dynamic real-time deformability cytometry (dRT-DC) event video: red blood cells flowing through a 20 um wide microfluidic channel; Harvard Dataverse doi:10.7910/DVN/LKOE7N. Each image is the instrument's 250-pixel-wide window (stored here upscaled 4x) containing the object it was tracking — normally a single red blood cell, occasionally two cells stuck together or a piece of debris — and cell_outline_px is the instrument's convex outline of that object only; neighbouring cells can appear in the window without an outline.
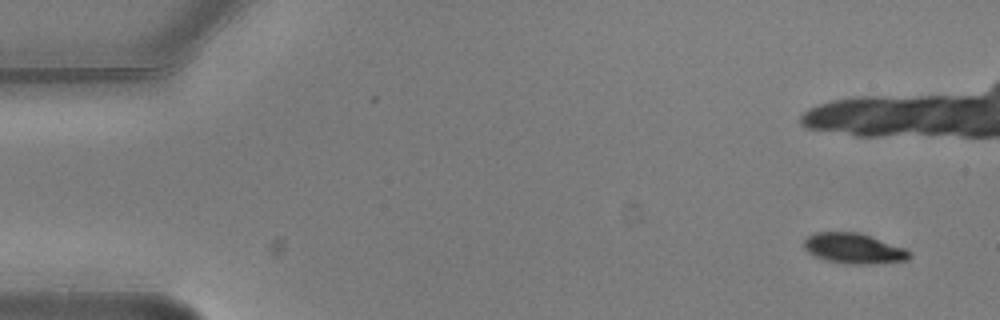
{"species": "common noctule bat (a hibernating species)", "species_latin": "Nyctalus noctula", "temperature_condition": "warm", "stored_images_in_passage": 7, "camera_frame_rate_fps": 3000, "um_per_image_px": 0.085, "animal": {"sex": "male", "body_mass_g": 20.5, "forearm_length_mm": 52.5}, "frame": {"image": 1, "passage_image": 1, "time_ms": 0.0, "image_size_px": [1000, 320], "cell_outline_px": [[912, 256], [908, 260], [868, 264], [844, 264], [824, 260], [808, 252], [804, 248], [804, 240], [808, 236], [816, 232], [860, 232], [908, 248], [912, 252]], "centroid_in_image_um": [72.63, 21.11], "position_along_channel_um": 12.4, "area_um2": 19.02}}